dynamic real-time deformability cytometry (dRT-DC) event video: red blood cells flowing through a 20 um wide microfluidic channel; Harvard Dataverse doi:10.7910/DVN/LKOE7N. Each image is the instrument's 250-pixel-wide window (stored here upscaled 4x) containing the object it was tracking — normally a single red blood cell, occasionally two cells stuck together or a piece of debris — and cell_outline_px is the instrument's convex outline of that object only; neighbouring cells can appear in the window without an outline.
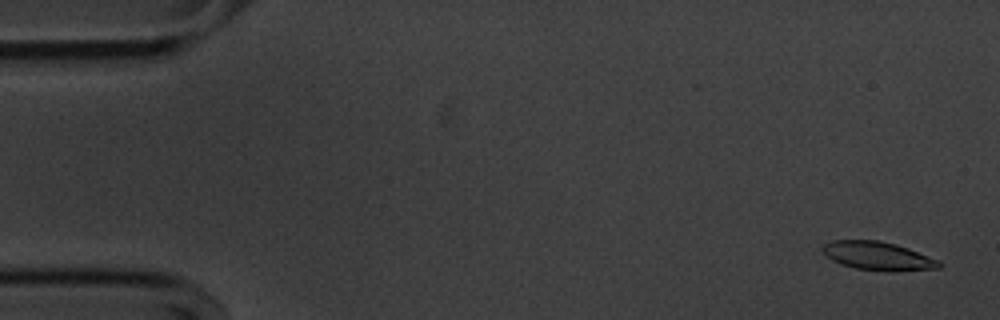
{"species": "common noctule bat (a hibernating species)", "species_latin": "Nyctalus noctula", "temperature_condition": "cold", "stored_images_in_passage": 15, "camera_frame_rate_fps": 3000, "um_per_image_px": 0.085, "animal": {"sex": "male", "body_mass_g": 20.1, "forearm_length_mm": 53.5}, "frame": {"image": 1, "passage_image": 2, "time_ms": 0.333, "image_size_px": [1000, 320], "cell_outline_px": [[940, 268], [892, 272], [856, 268], [840, 264], [832, 260], [820, 248], [824, 244], [832, 240], [876, 240], [896, 244], [908, 248], [940, 260]], "centroid_in_image_um": [74.63, 21.76], "position_along_channel_um": 10.4, "area_um2": 19.36}}
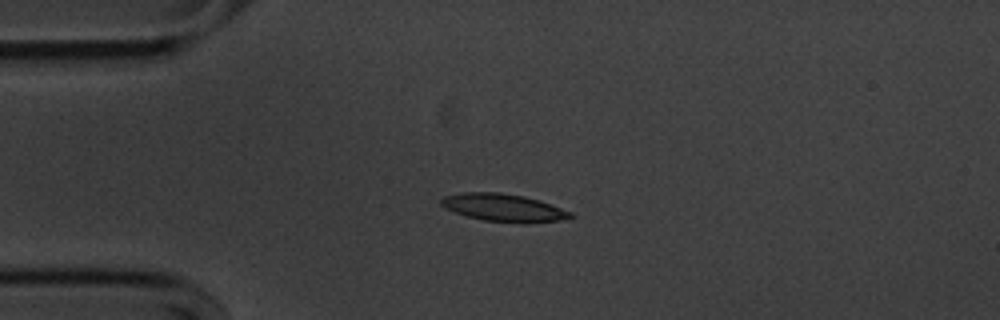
{"frame": {"image": 2, "passage_image": 13, "time_ms": 4.0, "image_size_px": [1000, 320], "cell_outline_px": [[576, 216], [560, 220], [524, 224], [484, 220], [468, 216], [444, 208], [440, 204], [440, 200], [444, 196], [464, 192], [500, 192], [524, 196], [572, 212]], "centroid_in_image_um": [42.79, 17.66], "position_along_channel_um": 42.2, "area_um2": 20.75}}